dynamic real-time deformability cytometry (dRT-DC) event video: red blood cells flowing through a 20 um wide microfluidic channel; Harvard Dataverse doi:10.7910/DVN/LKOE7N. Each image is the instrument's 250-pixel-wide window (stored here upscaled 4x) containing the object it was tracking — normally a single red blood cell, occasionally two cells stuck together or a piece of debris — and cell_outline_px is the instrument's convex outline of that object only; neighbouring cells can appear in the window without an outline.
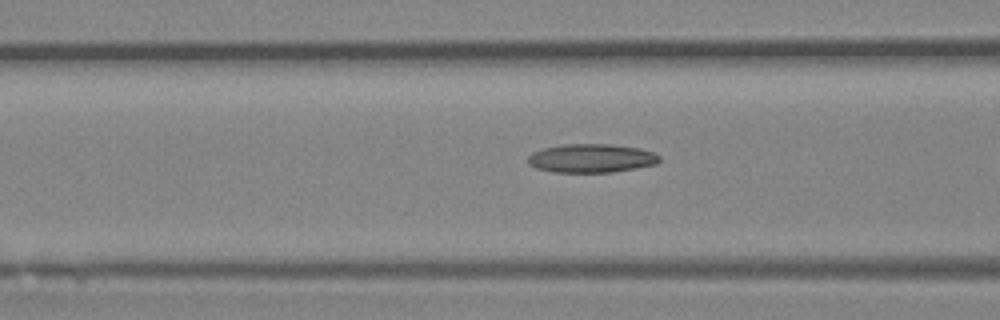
{"species": "Egyptian fruit bat (a non-hibernating species)", "species_latin": "Rousettus aegyptiacus", "temperature_condition": "room temperature", "stored_images_in_passage": 34, "camera_frame_rate_fps": 3000, "um_per_image_px": 0.085, "animal": {"sex": "female"}, "frame": {"image": 1, "passage_image": 15, "time_ms": 4.667, "image_size_px": [1000, 320], "cell_outline_px": [[660, 160], [656, 164], [636, 168], [612, 172], [552, 172], [536, 168], [528, 164], [528, 156], [532, 152], [544, 148], [564, 144], [608, 144], [640, 148], [652, 152], [660, 156]], "centroid_in_image_um": [50.25, 13.45], "position_along_channel_um": 116.3, "area_um2": 21.96}}
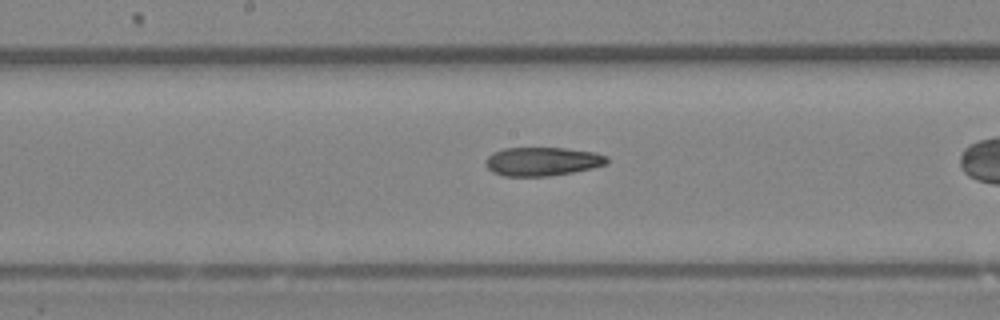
{"frame": {"image": 2, "passage_image": 21, "time_ms": 6.667, "image_size_px": [1000, 320], "cell_outline_px": [[608, 164], [592, 168], [572, 172], [548, 176], [504, 176], [492, 172], [484, 164], [484, 160], [492, 152], [504, 148], [564, 148], [596, 152], [608, 156]], "centroid_in_image_um": [46.09, 13.72], "position_along_channel_um": 202.1, "area_um2": 20.46}}
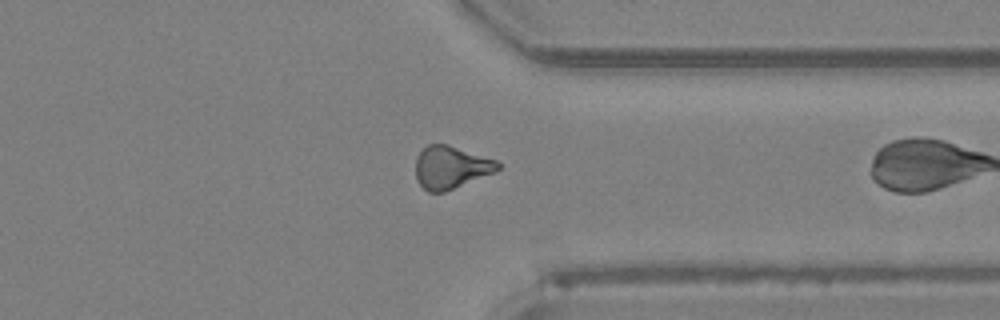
{"frame": {"image": 3, "passage_image": 33, "time_ms": 10.667, "image_size_px": [1000, 320], "cell_outline_px": [[500, 168], [496, 172], [444, 192], [428, 192], [416, 180], [416, 156], [428, 144], [448, 144], [496, 160], [500, 164]], "centroid_in_image_um": [38.32, 14.22], "position_along_channel_um": 373.1, "area_um2": 20.4}}